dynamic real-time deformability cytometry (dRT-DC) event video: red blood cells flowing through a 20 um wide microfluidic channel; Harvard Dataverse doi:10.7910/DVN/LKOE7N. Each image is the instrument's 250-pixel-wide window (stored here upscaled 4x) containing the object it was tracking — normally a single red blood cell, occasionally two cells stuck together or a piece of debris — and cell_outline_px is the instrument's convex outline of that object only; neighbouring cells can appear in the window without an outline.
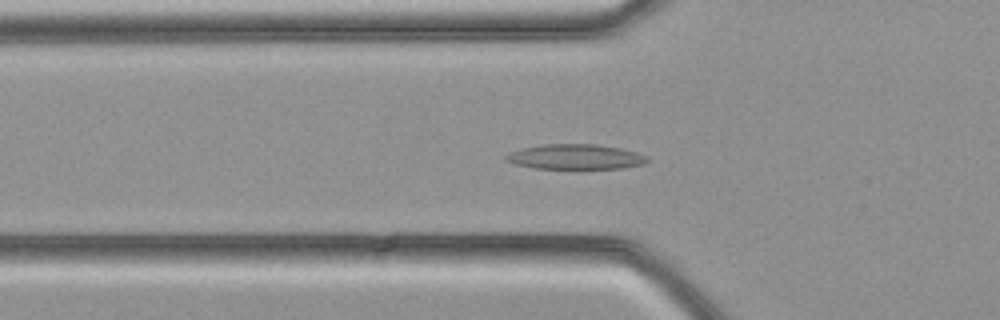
{"species": "common noctule bat (a hibernating species)", "species_latin": "Nyctalus noctula", "temperature_condition": "cold", "stored_images_in_passage": 33, "segment_of_instrument_passage": [1, 2], "camera_frame_rate_fps": 3000, "um_per_image_px": 0.085, "animal": {"sex": "female", "body_mass_g": 21.9}, "frame": {"image": 1, "passage_image": 6, "time_ms": 1.667, "image_size_px": [1000, 320], "cell_outline_px": [[652, 160], [644, 164], [624, 168], [536, 168], [516, 164], [504, 160], [504, 156], [508, 152], [520, 148], [544, 144], [596, 144], [620, 148], [636, 152], [648, 156]], "centroid_in_image_um": [48.92, 13.32], "position_along_channel_um": 76.9, "area_um2": 20.75}}
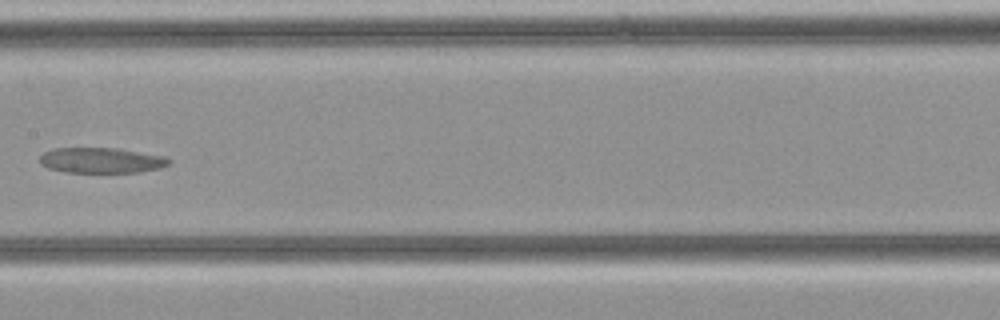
{"frame": {"image": 2, "passage_image": 13, "time_ms": 4.0, "image_size_px": [1000, 320], "cell_outline_px": [[172, 160], [168, 164], [160, 168], [140, 172], [68, 172], [48, 168], [40, 164], [40, 156], [44, 152], [52, 148], [116, 148], [164, 156]], "centroid_in_image_um": [8.6, 13.62], "position_along_channel_um": 198.8, "area_um2": 19.07}}
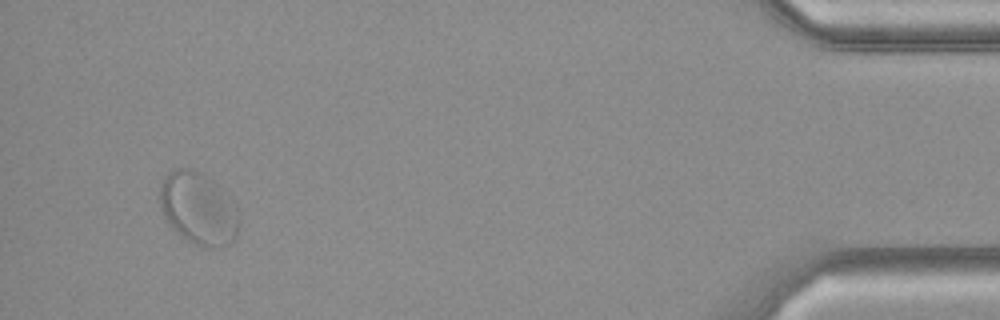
{"frame": {"image": 3, "passage_image": 30, "time_ms": 9.667, "image_size_px": [1000, 320], "cell_outline_px": [[240, 224], [236, 236], [232, 244], [212, 248], [196, 244], [188, 240], [164, 216], [160, 208], [160, 188], [164, 176], [172, 168], [184, 168], [200, 172], [220, 184], [240, 220]], "centroid_in_image_um": [16.87, 17.7], "position_along_channel_um": 418.3, "area_um2": 32.89}}